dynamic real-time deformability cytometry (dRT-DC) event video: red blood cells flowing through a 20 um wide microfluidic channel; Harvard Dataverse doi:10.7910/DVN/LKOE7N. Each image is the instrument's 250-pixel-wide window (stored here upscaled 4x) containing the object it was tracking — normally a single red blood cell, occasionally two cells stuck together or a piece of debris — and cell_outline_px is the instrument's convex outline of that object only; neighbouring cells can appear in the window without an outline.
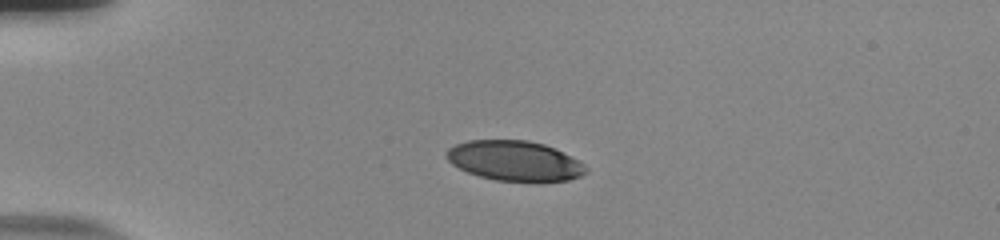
{"species": "human", "species_latin": "Homo sapiens", "temperature_condition": "room temperature", "stored_images_in_passage": 43, "camera_frame_rate_fps": 3000, "um_per_image_px": 0.085, "donor": {"sex": "male"}, "frame": {"image": 1, "passage_image": 1, "time_ms": 0.0, "image_size_px": [1000, 240], "cell_outline_px": [[588, 172], [580, 176], [568, 180], [540, 184], [536, 184], [496, 180], [480, 176], [468, 172], [452, 164], [444, 156], [444, 152], [448, 148], [456, 144], [468, 140], [528, 140], [544, 144], [556, 148], [584, 164], [588, 168]], "centroid_in_image_um": [43.78, 13.7], "position_along_channel_um": 41.2, "area_um2": 33.35}}
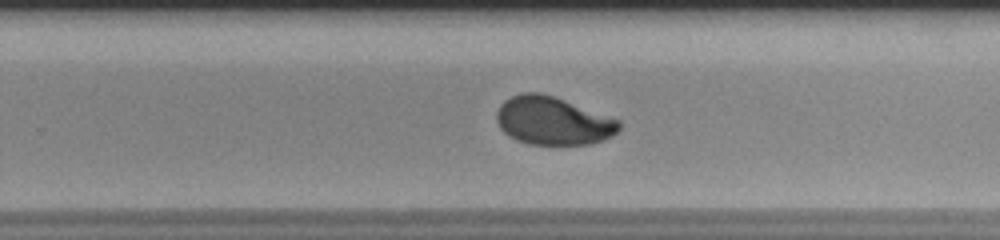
{"frame": {"image": 2, "passage_image": 24, "time_ms": 7.667, "image_size_px": [1000, 240], "cell_outline_px": [[620, 128], [612, 136], [604, 140], [588, 144], [528, 144], [516, 140], [508, 136], [500, 128], [496, 120], [496, 112], [500, 104], [504, 100], [512, 96], [524, 92], [540, 92], [552, 96], [620, 120]], "centroid_in_image_um": [46.96, 10.27], "position_along_channel_um": 282.8, "area_um2": 34.22}}
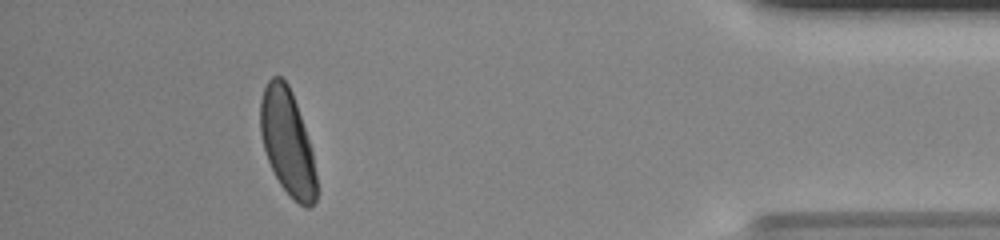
{"frame": {"image": 3, "passage_image": 38, "time_ms": 12.333, "image_size_px": [1000, 240], "cell_outline_px": [[316, 200], [308, 208], [304, 208], [280, 184], [268, 160], [264, 148], [260, 132], [260, 100], [264, 88], [268, 80], [272, 76], [280, 76], [288, 84], [292, 92], [312, 152], [316, 176]], "centroid_in_image_um": [24.41, 12.06], "position_along_channel_um": 410.8, "area_um2": 33.87}, "authors_computed_cell_mechanics": {"area_um2": 34.7956, "velocity_mm_per_s": 3.7155, "shape_relaxation_time_tau1_ms": 4.546, "shape_relaxation_time_tau2_ms": null, "deformation_change_tau1": 0.1696, "deformation_change_tau2": null}}